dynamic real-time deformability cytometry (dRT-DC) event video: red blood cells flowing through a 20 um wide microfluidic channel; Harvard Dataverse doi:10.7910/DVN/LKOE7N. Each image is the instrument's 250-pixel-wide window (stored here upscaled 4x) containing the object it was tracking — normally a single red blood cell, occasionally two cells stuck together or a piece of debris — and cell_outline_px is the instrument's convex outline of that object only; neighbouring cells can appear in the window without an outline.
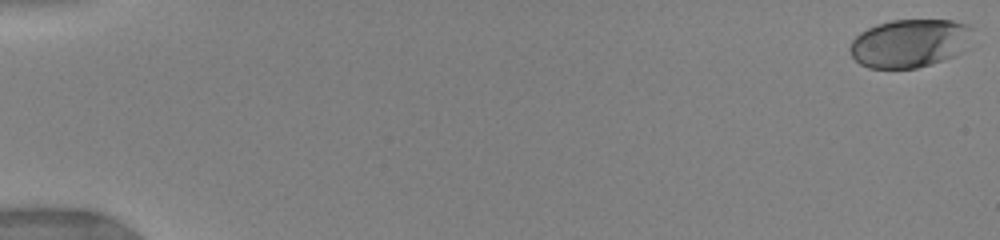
{"species": "human", "species_latin": "Homo sapiens", "temperature_condition": "warm", "stored_images_in_passage": 48, "camera_frame_rate_fps": 3000, "um_per_image_px": 0.085, "donor": {"sex": "female"}, "frame": {"image": 1, "passage_image": 1, "time_ms": 0.0, "image_size_px": [1000, 240], "cell_outline_px": [[972, 28], [952, 56], [916, 68], [868, 68], [860, 64], [852, 56], [848, 48], [852, 40], [860, 32], [876, 24], [892, 20], [952, 20], [968, 24]], "centroid_in_image_um": [77.16, 3.66], "position_along_channel_um": 7.8, "area_um2": 33.47}}
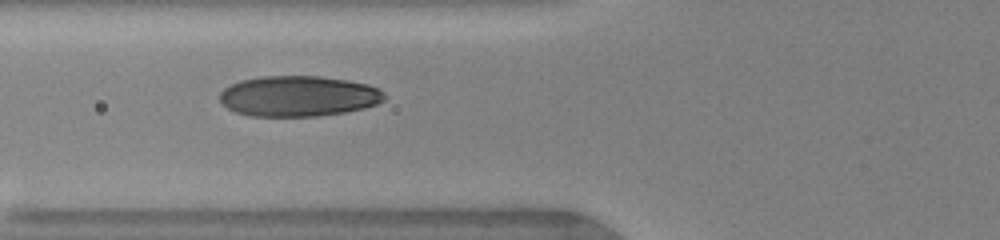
{"frame": {"image": 2, "passage_image": 21, "time_ms": 6.667, "image_size_px": [1000, 240], "cell_outline_px": [[384, 100], [376, 104], [364, 108], [344, 112], [316, 116], [248, 116], [236, 112], [228, 108], [220, 100], [220, 92], [224, 88], [240, 80], [260, 76], [320, 76], [348, 80], [368, 84], [380, 88], [384, 92]], "centroid_in_image_um": [25.37, 8.16], "position_along_channel_um": 100.4, "area_um2": 39.07}}
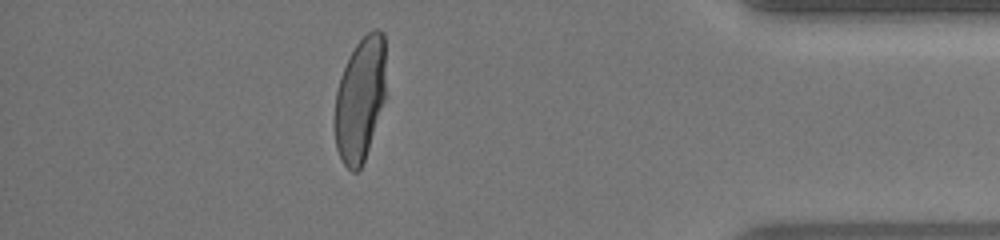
{"frame": {"image": 3, "passage_image": 43, "time_ms": 15.0, "image_size_px": [1000, 240], "cell_outline_px": [[384, 100], [364, 160], [360, 168], [356, 172], [352, 172], [344, 164], [336, 148], [336, 92], [340, 76], [356, 44], [372, 28], [376, 28], [384, 32]], "centroid_in_image_um": [30.61, 8.41], "position_along_channel_um": 404.6, "area_um2": 36.07}, "authors_computed_cell_mechanics": {"area_um2": 38.3503, "velocity_mm_per_s": 4.0321, "shape_relaxation_time_tau1_ms": 4.385, "shape_relaxation_time_tau2_ms": null, "deformation_change_tau1": 0.1975, "deformation_change_tau2": null}}